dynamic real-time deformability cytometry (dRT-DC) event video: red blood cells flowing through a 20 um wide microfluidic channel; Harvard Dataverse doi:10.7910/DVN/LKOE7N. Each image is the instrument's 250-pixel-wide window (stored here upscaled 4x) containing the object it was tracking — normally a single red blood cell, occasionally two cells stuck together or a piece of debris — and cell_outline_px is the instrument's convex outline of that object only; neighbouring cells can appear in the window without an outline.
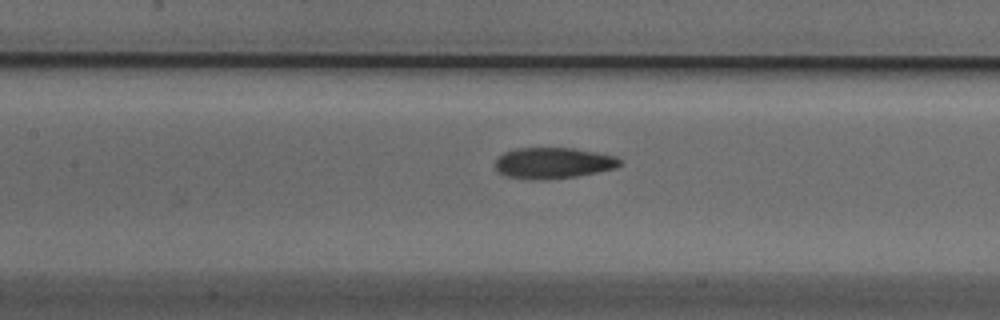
{"species": "Egyptian fruit bat (a non-hibernating species)", "species_latin": "Rousettus aegyptiacus", "temperature_condition": "cold", "stored_images_in_passage": 20, "camera_frame_rate_fps": 3000, "um_per_image_px": 0.085, "animal": {"sex": "male"}, "frame": {"image": 1, "passage_image": 11, "time_ms": 3.333, "image_size_px": [1000, 320], "cell_outline_px": [[624, 164], [616, 168], [576, 176], [544, 180], [532, 180], [508, 176], [500, 172], [496, 168], [496, 160], [504, 152], [516, 148], [572, 148], [596, 152], [616, 156]], "centroid_in_image_um": [47.05, 13.85], "position_along_channel_um": 160.3, "area_um2": 22.48}}
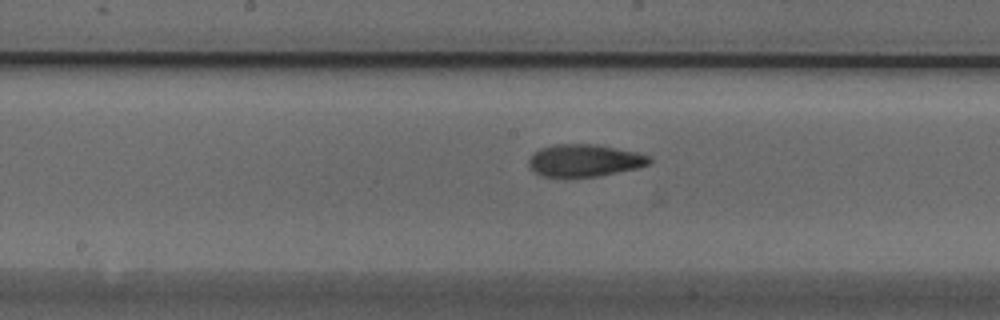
{"frame": {"image": 2, "passage_image": 14, "time_ms": 4.333, "image_size_px": [1000, 320], "cell_outline_px": [[652, 160], [648, 164], [636, 168], [600, 176], [564, 180], [544, 176], [536, 172], [528, 164], [528, 160], [532, 152], [540, 148], [552, 144], [596, 144], [636, 152], [652, 156]], "centroid_in_image_um": [49.63, 13.67], "position_along_channel_um": 198.6, "area_um2": 23.41}}
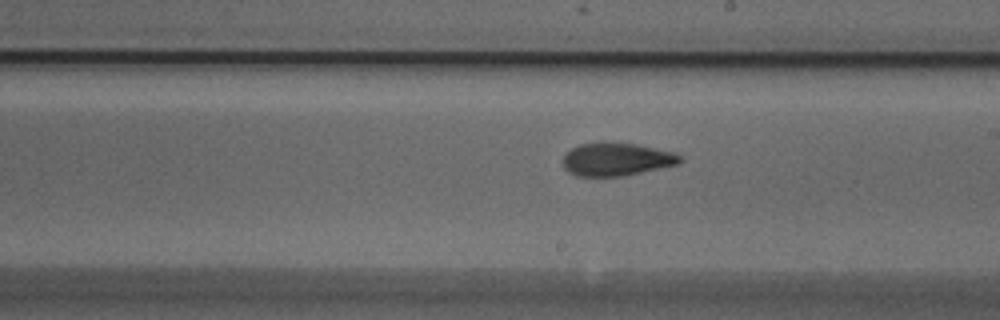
{"frame": {"image": 3, "passage_image": 17, "time_ms": 5.333, "image_size_px": [1000, 320], "cell_outline_px": [[684, 160], [680, 164], [624, 176], [576, 176], [568, 172], [564, 168], [564, 156], [572, 148], [580, 144], [640, 144], [676, 152]], "centroid_in_image_um": [52.48, 13.57], "position_along_channel_um": 236.5, "area_um2": 22.31}}